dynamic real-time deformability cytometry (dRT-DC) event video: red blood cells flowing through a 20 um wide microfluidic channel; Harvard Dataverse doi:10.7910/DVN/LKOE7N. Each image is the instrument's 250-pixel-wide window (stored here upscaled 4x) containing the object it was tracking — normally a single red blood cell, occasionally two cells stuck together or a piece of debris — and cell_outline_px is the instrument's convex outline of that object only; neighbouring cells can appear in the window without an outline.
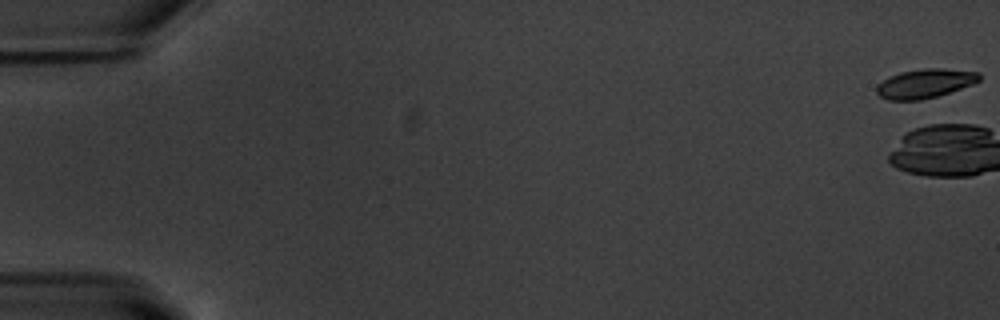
{"species": "common noctule bat (a hibernating species)", "species_latin": "Nyctalus noctula", "temperature_condition": "warm", "stored_images_in_passage": 4, "camera_frame_rate_fps": 3000, "um_per_image_px": 0.085, "animal": {"sex": "male", "body_mass_g": 20.1, "forearm_length_mm": 53.5}, "frame": {"image": 1, "passage_image": 1, "time_ms": 0.0, "image_size_px": [1000, 320], "cell_outline_px": [[980, 80], [972, 84], [936, 96], [920, 100], [888, 100], [880, 96], [876, 92], [876, 88], [884, 80], [900, 72], [924, 68], [940, 68], [980, 72]], "centroid_in_image_um": [78.63, 7.09], "position_along_channel_um": 6.4, "area_um2": 17.11}}